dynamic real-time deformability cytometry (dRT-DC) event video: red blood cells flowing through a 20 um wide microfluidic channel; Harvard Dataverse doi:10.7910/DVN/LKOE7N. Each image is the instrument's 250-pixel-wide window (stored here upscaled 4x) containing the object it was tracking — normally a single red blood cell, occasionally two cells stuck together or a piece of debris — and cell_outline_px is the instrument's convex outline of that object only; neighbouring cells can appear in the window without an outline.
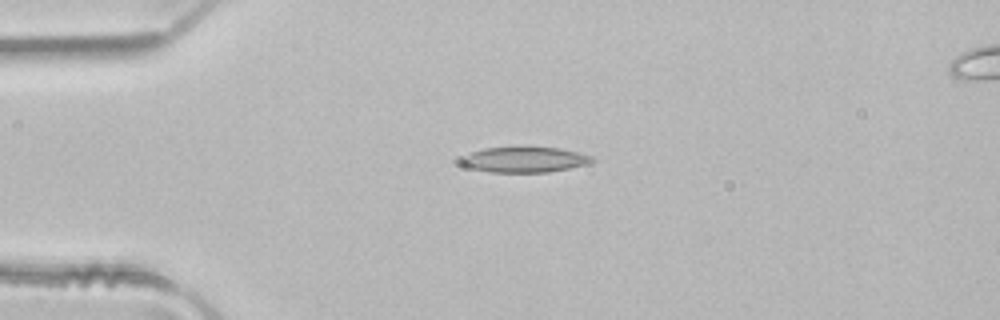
{"species": "common noctule bat (a hibernating species)", "species_latin": "Nyctalus noctula", "temperature_condition": "room temperature", "stored_images_in_passage": 2, "camera_frame_rate_fps": 3000, "um_per_image_px": 0.085, "animal": {"sex": "male", "body_mass_g": 21.5, "forearm_length_mm": 52.0}, "frame": {"image": 1, "passage_image": 1, "time_ms": 0.0, "image_size_px": [1000, 320], "cell_outline_px": [[596, 160], [592, 164], [548, 172], [488, 172], [472, 168], [460, 164], [456, 160], [460, 156], [484, 148], [516, 144], [556, 148], [576, 152], [592, 156]], "centroid_in_image_um": [44.53, 13.53], "position_along_channel_um": 40.5, "area_um2": 20.46}}